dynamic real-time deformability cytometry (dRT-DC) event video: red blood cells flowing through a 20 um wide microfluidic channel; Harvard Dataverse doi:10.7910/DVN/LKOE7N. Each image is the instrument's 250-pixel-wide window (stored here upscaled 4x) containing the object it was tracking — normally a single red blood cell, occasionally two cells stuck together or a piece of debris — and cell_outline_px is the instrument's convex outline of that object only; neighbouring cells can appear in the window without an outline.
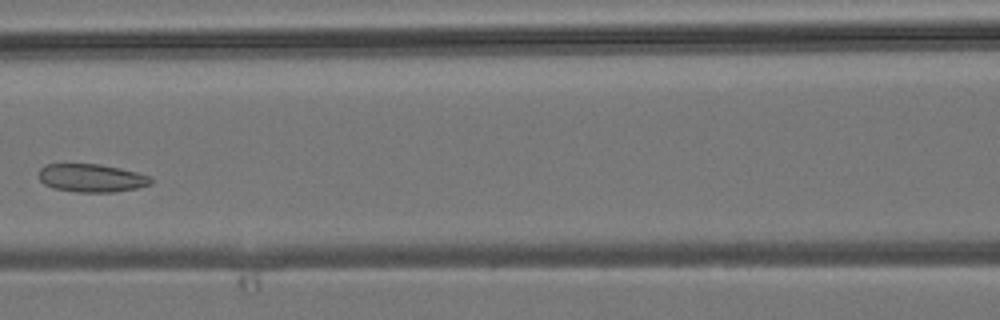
{"species": "common noctule bat (a hibernating species)", "species_latin": "Nyctalus noctula", "temperature_condition": "room temperature", "stored_images_in_passage": 5, "camera_frame_rate_fps": 3000, "um_per_image_px": 0.085, "animal": {"sex": "male", "body_mass_g": 19.2, "forearm_length_mm": 51.8}, "frame": {"image": 1, "passage_image": 5, "time_ms": 4.667, "image_size_px": [1000, 320], "cell_outline_px": [[152, 184], [136, 188], [112, 192], [80, 192], [52, 188], [44, 184], [40, 180], [40, 168], [44, 164], [100, 164], [120, 168], [152, 176]], "centroid_in_image_um": [7.79, 15.12], "position_along_channel_um": 158.8, "area_um2": 18.38}}